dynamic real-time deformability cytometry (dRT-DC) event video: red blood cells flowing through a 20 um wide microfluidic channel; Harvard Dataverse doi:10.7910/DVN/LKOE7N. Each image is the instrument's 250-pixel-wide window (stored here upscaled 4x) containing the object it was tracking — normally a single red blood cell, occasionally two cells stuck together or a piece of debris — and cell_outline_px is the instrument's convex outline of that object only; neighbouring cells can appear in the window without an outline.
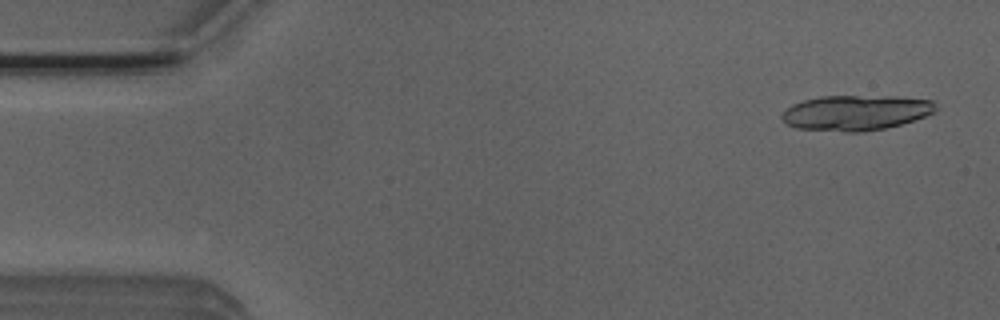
{"species": "Egyptian fruit bat (a non-hibernating species)", "species_latin": "Rousettus aegyptiacus", "temperature_condition": "room temperature", "stored_images_in_passage": 16, "camera_frame_rate_fps": 3000, "um_per_image_px": 0.085, "animal": {"sex": "male"}, "frame": {"image": 1, "passage_image": 2, "time_ms": 0.333, "image_size_px": [1000, 320], "cell_outline_px": [[936, 112], [900, 124], [884, 128], [860, 132], [844, 132], [796, 128], [788, 124], [780, 116], [792, 104], [804, 100], [820, 96], [900, 96], [932, 100], [936, 104]], "centroid_in_image_um": [72.76, 9.57], "position_along_channel_um": 12.2, "area_um2": 31.56}}